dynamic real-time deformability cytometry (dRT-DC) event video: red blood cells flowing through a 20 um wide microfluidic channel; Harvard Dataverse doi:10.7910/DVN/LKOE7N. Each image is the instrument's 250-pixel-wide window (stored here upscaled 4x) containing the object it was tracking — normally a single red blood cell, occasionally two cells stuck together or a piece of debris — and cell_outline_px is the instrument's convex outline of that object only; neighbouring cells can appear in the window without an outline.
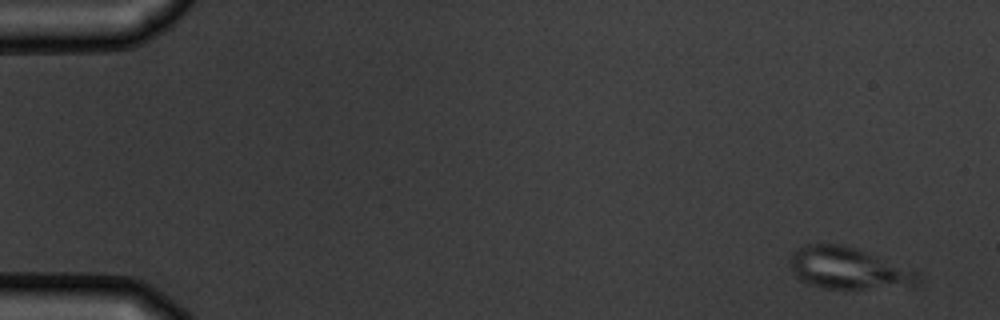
{"species": "common noctule bat (a hibernating species)", "species_latin": "Nyctalus noctula", "temperature_condition": "warm", "stored_images_in_passage": 4, "camera_frame_rate_fps": 3000, "um_per_image_px": 0.085, "animal": {"sex": "male", "body_mass_g": 19.5, "forearm_length_mm": 54.6}, "frame": {"image": 1, "passage_image": 1, "time_ms": 0.0, "image_size_px": [1000, 320], "cell_outline_px": [[924, 276], [916, 284], [860, 288], [820, 288], [800, 280], [792, 272], [792, 252], [796, 248], [808, 244], [840, 244], [860, 248], [920, 272]], "centroid_in_image_um": [72.12, 22.77], "position_along_channel_um": 12.9, "area_um2": 30.98}}